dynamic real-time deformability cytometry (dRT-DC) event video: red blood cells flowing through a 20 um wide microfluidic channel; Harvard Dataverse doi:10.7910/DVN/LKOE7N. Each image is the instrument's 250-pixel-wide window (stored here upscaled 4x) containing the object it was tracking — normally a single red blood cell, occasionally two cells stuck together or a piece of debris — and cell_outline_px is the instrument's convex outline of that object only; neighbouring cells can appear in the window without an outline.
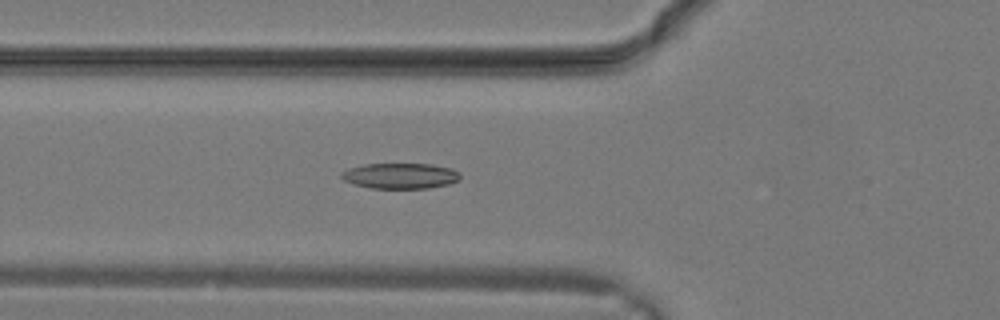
{"species": "common noctule bat (a hibernating species)", "species_latin": "Nyctalus noctula", "temperature_condition": "warm", "stored_images_in_passage": 13, "camera_frame_rate_fps": 3000, "um_per_image_px": 0.085, "animal": {"sex": "male", "body_mass_g": 19.2, "forearm_length_mm": 51.8}, "frame": {"image": 1, "passage_image": 5, "time_ms": 1.333, "image_size_px": [1000, 320], "cell_outline_px": [[460, 180], [448, 184], [428, 188], [372, 188], [356, 184], [344, 180], [340, 176], [340, 172], [348, 168], [364, 164], [432, 164], [452, 168], [460, 172]], "centroid_in_image_um": [34.05, 14.94], "position_along_channel_um": 91.8, "area_um2": 17.74}}
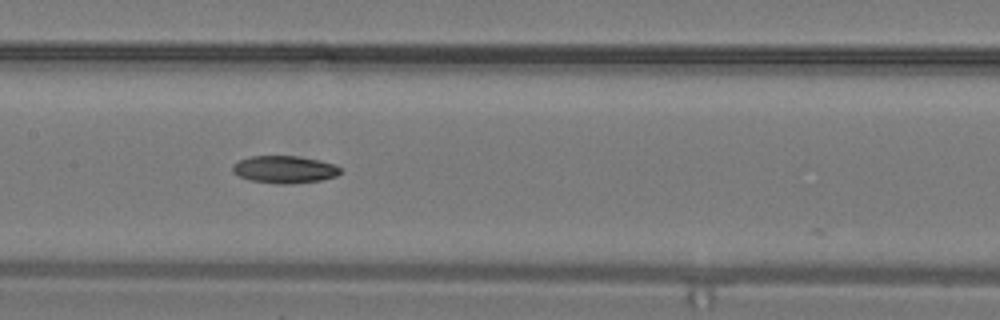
{"frame": {"image": 2, "passage_image": 9, "time_ms": 2.667, "image_size_px": [1000, 320], "cell_outline_px": [[340, 172], [336, 176], [320, 180], [288, 184], [276, 184], [248, 180], [232, 172], [232, 164], [240, 160], [252, 156], [296, 156], [336, 164], [340, 168]], "centroid_in_image_um": [24.15, 14.41], "position_along_channel_um": 183.3, "area_um2": 17.11}}
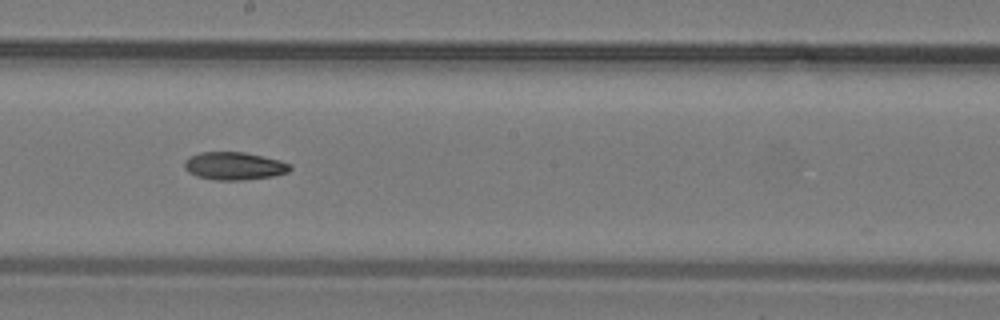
{"frame": {"image": 3, "passage_image": 11, "time_ms": 3.333, "image_size_px": [1000, 320], "cell_outline_px": [[292, 168], [288, 172], [272, 176], [240, 180], [216, 180], [196, 176], [188, 172], [184, 168], [184, 160], [188, 156], [200, 152], [244, 152], [280, 160], [292, 164]], "centroid_in_image_um": [19.88, 14.1], "position_along_channel_um": 228.3, "area_um2": 17.22}}